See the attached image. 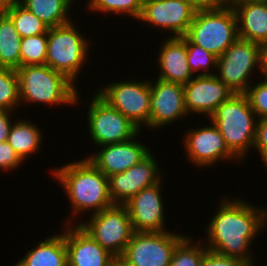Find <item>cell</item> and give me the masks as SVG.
Here are the masks:
<instances>
[{
    "label": "cell",
    "instance_id": "obj_23",
    "mask_svg": "<svg viewBox=\"0 0 267 266\" xmlns=\"http://www.w3.org/2000/svg\"><path fill=\"white\" fill-rule=\"evenodd\" d=\"M38 125H35L31 120L26 119H15L9 135L7 142L13 147L16 154L20 159L27 160L28 156L31 154L38 153L41 149V144L43 141V133L40 131Z\"/></svg>",
    "mask_w": 267,
    "mask_h": 266
},
{
    "label": "cell",
    "instance_id": "obj_19",
    "mask_svg": "<svg viewBox=\"0 0 267 266\" xmlns=\"http://www.w3.org/2000/svg\"><path fill=\"white\" fill-rule=\"evenodd\" d=\"M123 143L100 146V150L86 156L105 176L122 173L145 158L151 150L137 136ZM135 139V140H134Z\"/></svg>",
    "mask_w": 267,
    "mask_h": 266
},
{
    "label": "cell",
    "instance_id": "obj_16",
    "mask_svg": "<svg viewBox=\"0 0 267 266\" xmlns=\"http://www.w3.org/2000/svg\"><path fill=\"white\" fill-rule=\"evenodd\" d=\"M163 181L142 189L124 205L130 215L134 232H166L164 202L161 195Z\"/></svg>",
    "mask_w": 267,
    "mask_h": 266
},
{
    "label": "cell",
    "instance_id": "obj_9",
    "mask_svg": "<svg viewBox=\"0 0 267 266\" xmlns=\"http://www.w3.org/2000/svg\"><path fill=\"white\" fill-rule=\"evenodd\" d=\"M187 235L175 232H134L123 254L122 266H170L176 246Z\"/></svg>",
    "mask_w": 267,
    "mask_h": 266
},
{
    "label": "cell",
    "instance_id": "obj_14",
    "mask_svg": "<svg viewBox=\"0 0 267 266\" xmlns=\"http://www.w3.org/2000/svg\"><path fill=\"white\" fill-rule=\"evenodd\" d=\"M150 80V117L148 129H161L186 118L183 85L155 78Z\"/></svg>",
    "mask_w": 267,
    "mask_h": 266
},
{
    "label": "cell",
    "instance_id": "obj_29",
    "mask_svg": "<svg viewBox=\"0 0 267 266\" xmlns=\"http://www.w3.org/2000/svg\"><path fill=\"white\" fill-rule=\"evenodd\" d=\"M186 236L175 248L170 266H200L208 249L199 239L197 242ZM201 240V241H200Z\"/></svg>",
    "mask_w": 267,
    "mask_h": 266
},
{
    "label": "cell",
    "instance_id": "obj_17",
    "mask_svg": "<svg viewBox=\"0 0 267 266\" xmlns=\"http://www.w3.org/2000/svg\"><path fill=\"white\" fill-rule=\"evenodd\" d=\"M67 217L64 238L67 247V266H114L118 259L97 243L78 224ZM74 225V226H73Z\"/></svg>",
    "mask_w": 267,
    "mask_h": 266
},
{
    "label": "cell",
    "instance_id": "obj_31",
    "mask_svg": "<svg viewBox=\"0 0 267 266\" xmlns=\"http://www.w3.org/2000/svg\"><path fill=\"white\" fill-rule=\"evenodd\" d=\"M186 50H187L188 66L193 75L195 74L196 76V75L216 74V72L214 73L212 72L213 70L216 71L215 69H217L218 57H216L214 54L210 53L206 49L202 48L201 46L192 43L187 37H186ZM197 72L200 73L196 74Z\"/></svg>",
    "mask_w": 267,
    "mask_h": 266
},
{
    "label": "cell",
    "instance_id": "obj_18",
    "mask_svg": "<svg viewBox=\"0 0 267 266\" xmlns=\"http://www.w3.org/2000/svg\"><path fill=\"white\" fill-rule=\"evenodd\" d=\"M183 88L187 113L205 115L208 119L234 94L216 75L194 76Z\"/></svg>",
    "mask_w": 267,
    "mask_h": 266
},
{
    "label": "cell",
    "instance_id": "obj_39",
    "mask_svg": "<svg viewBox=\"0 0 267 266\" xmlns=\"http://www.w3.org/2000/svg\"><path fill=\"white\" fill-rule=\"evenodd\" d=\"M19 0H0V6L9 2H18Z\"/></svg>",
    "mask_w": 267,
    "mask_h": 266
},
{
    "label": "cell",
    "instance_id": "obj_41",
    "mask_svg": "<svg viewBox=\"0 0 267 266\" xmlns=\"http://www.w3.org/2000/svg\"><path fill=\"white\" fill-rule=\"evenodd\" d=\"M114 266H122L119 262H117Z\"/></svg>",
    "mask_w": 267,
    "mask_h": 266
},
{
    "label": "cell",
    "instance_id": "obj_15",
    "mask_svg": "<svg viewBox=\"0 0 267 266\" xmlns=\"http://www.w3.org/2000/svg\"><path fill=\"white\" fill-rule=\"evenodd\" d=\"M157 161L150 152L130 169L109 176V193L113 203L124 205L142 189L164 180Z\"/></svg>",
    "mask_w": 267,
    "mask_h": 266
},
{
    "label": "cell",
    "instance_id": "obj_22",
    "mask_svg": "<svg viewBox=\"0 0 267 266\" xmlns=\"http://www.w3.org/2000/svg\"><path fill=\"white\" fill-rule=\"evenodd\" d=\"M63 233L47 236L27 251L14 266H67V247Z\"/></svg>",
    "mask_w": 267,
    "mask_h": 266
},
{
    "label": "cell",
    "instance_id": "obj_35",
    "mask_svg": "<svg viewBox=\"0 0 267 266\" xmlns=\"http://www.w3.org/2000/svg\"><path fill=\"white\" fill-rule=\"evenodd\" d=\"M260 153L263 166L267 167V118L259 119L256 124V138L253 150ZM267 169V168H266Z\"/></svg>",
    "mask_w": 267,
    "mask_h": 266
},
{
    "label": "cell",
    "instance_id": "obj_4",
    "mask_svg": "<svg viewBox=\"0 0 267 266\" xmlns=\"http://www.w3.org/2000/svg\"><path fill=\"white\" fill-rule=\"evenodd\" d=\"M208 120L217 127L228 149L242 163L245 155L251 149L253 151L258 121L247 96L234 93Z\"/></svg>",
    "mask_w": 267,
    "mask_h": 266
},
{
    "label": "cell",
    "instance_id": "obj_30",
    "mask_svg": "<svg viewBox=\"0 0 267 266\" xmlns=\"http://www.w3.org/2000/svg\"><path fill=\"white\" fill-rule=\"evenodd\" d=\"M20 104L16 70L0 67V109L16 112V108L21 107Z\"/></svg>",
    "mask_w": 267,
    "mask_h": 266
},
{
    "label": "cell",
    "instance_id": "obj_21",
    "mask_svg": "<svg viewBox=\"0 0 267 266\" xmlns=\"http://www.w3.org/2000/svg\"><path fill=\"white\" fill-rule=\"evenodd\" d=\"M238 38L257 44L267 42V0H234Z\"/></svg>",
    "mask_w": 267,
    "mask_h": 266
},
{
    "label": "cell",
    "instance_id": "obj_33",
    "mask_svg": "<svg viewBox=\"0 0 267 266\" xmlns=\"http://www.w3.org/2000/svg\"><path fill=\"white\" fill-rule=\"evenodd\" d=\"M23 162L7 141L0 142V170H17Z\"/></svg>",
    "mask_w": 267,
    "mask_h": 266
},
{
    "label": "cell",
    "instance_id": "obj_5",
    "mask_svg": "<svg viewBox=\"0 0 267 266\" xmlns=\"http://www.w3.org/2000/svg\"><path fill=\"white\" fill-rule=\"evenodd\" d=\"M72 22L48 29L46 65L77 83V77L88 61L90 41Z\"/></svg>",
    "mask_w": 267,
    "mask_h": 266
},
{
    "label": "cell",
    "instance_id": "obj_28",
    "mask_svg": "<svg viewBox=\"0 0 267 266\" xmlns=\"http://www.w3.org/2000/svg\"><path fill=\"white\" fill-rule=\"evenodd\" d=\"M47 33L24 37L20 44V67L46 64Z\"/></svg>",
    "mask_w": 267,
    "mask_h": 266
},
{
    "label": "cell",
    "instance_id": "obj_34",
    "mask_svg": "<svg viewBox=\"0 0 267 266\" xmlns=\"http://www.w3.org/2000/svg\"><path fill=\"white\" fill-rule=\"evenodd\" d=\"M200 266H252V265L241 258L222 256L208 250L206 254L202 257Z\"/></svg>",
    "mask_w": 267,
    "mask_h": 266
},
{
    "label": "cell",
    "instance_id": "obj_13",
    "mask_svg": "<svg viewBox=\"0 0 267 266\" xmlns=\"http://www.w3.org/2000/svg\"><path fill=\"white\" fill-rule=\"evenodd\" d=\"M196 11L190 0H153L143 5L138 21L168 30L171 37H183L188 32Z\"/></svg>",
    "mask_w": 267,
    "mask_h": 266
},
{
    "label": "cell",
    "instance_id": "obj_6",
    "mask_svg": "<svg viewBox=\"0 0 267 266\" xmlns=\"http://www.w3.org/2000/svg\"><path fill=\"white\" fill-rule=\"evenodd\" d=\"M216 57L238 39L237 17L232 6L219 10H197L185 35Z\"/></svg>",
    "mask_w": 267,
    "mask_h": 266
},
{
    "label": "cell",
    "instance_id": "obj_10",
    "mask_svg": "<svg viewBox=\"0 0 267 266\" xmlns=\"http://www.w3.org/2000/svg\"><path fill=\"white\" fill-rule=\"evenodd\" d=\"M87 125L93 144L98 148L107 144L131 140L141 130L120 111L114 109L97 92L90 99Z\"/></svg>",
    "mask_w": 267,
    "mask_h": 266
},
{
    "label": "cell",
    "instance_id": "obj_25",
    "mask_svg": "<svg viewBox=\"0 0 267 266\" xmlns=\"http://www.w3.org/2000/svg\"><path fill=\"white\" fill-rule=\"evenodd\" d=\"M21 40L11 19L0 9V67L14 70L20 67Z\"/></svg>",
    "mask_w": 267,
    "mask_h": 266
},
{
    "label": "cell",
    "instance_id": "obj_37",
    "mask_svg": "<svg viewBox=\"0 0 267 266\" xmlns=\"http://www.w3.org/2000/svg\"><path fill=\"white\" fill-rule=\"evenodd\" d=\"M13 115L12 111L0 109V142L8 140L10 129L14 123L11 118Z\"/></svg>",
    "mask_w": 267,
    "mask_h": 266
},
{
    "label": "cell",
    "instance_id": "obj_24",
    "mask_svg": "<svg viewBox=\"0 0 267 266\" xmlns=\"http://www.w3.org/2000/svg\"><path fill=\"white\" fill-rule=\"evenodd\" d=\"M18 2L36 15L48 28L71 22L68 16L72 10L70 0H19Z\"/></svg>",
    "mask_w": 267,
    "mask_h": 266
},
{
    "label": "cell",
    "instance_id": "obj_7",
    "mask_svg": "<svg viewBox=\"0 0 267 266\" xmlns=\"http://www.w3.org/2000/svg\"><path fill=\"white\" fill-rule=\"evenodd\" d=\"M76 224L117 259L134 233L126 206L119 204L91 214L88 221Z\"/></svg>",
    "mask_w": 267,
    "mask_h": 266
},
{
    "label": "cell",
    "instance_id": "obj_2",
    "mask_svg": "<svg viewBox=\"0 0 267 266\" xmlns=\"http://www.w3.org/2000/svg\"><path fill=\"white\" fill-rule=\"evenodd\" d=\"M51 172L65 190L72 216L83 215L86 211L98 213L114 205L109 193L108 177L88 158L68 162Z\"/></svg>",
    "mask_w": 267,
    "mask_h": 266
},
{
    "label": "cell",
    "instance_id": "obj_1",
    "mask_svg": "<svg viewBox=\"0 0 267 266\" xmlns=\"http://www.w3.org/2000/svg\"><path fill=\"white\" fill-rule=\"evenodd\" d=\"M219 204L207 227L205 247L222 256L241 258L254 266L251 243L267 226V207H256L244 198L231 197H222Z\"/></svg>",
    "mask_w": 267,
    "mask_h": 266
},
{
    "label": "cell",
    "instance_id": "obj_20",
    "mask_svg": "<svg viewBox=\"0 0 267 266\" xmlns=\"http://www.w3.org/2000/svg\"><path fill=\"white\" fill-rule=\"evenodd\" d=\"M164 41L156 61L160 69L157 78L184 86L195 76L188 66L186 36L169 35Z\"/></svg>",
    "mask_w": 267,
    "mask_h": 266
},
{
    "label": "cell",
    "instance_id": "obj_26",
    "mask_svg": "<svg viewBox=\"0 0 267 266\" xmlns=\"http://www.w3.org/2000/svg\"><path fill=\"white\" fill-rule=\"evenodd\" d=\"M0 9L11 19L19 35L24 38L47 33L48 27L19 2H9Z\"/></svg>",
    "mask_w": 267,
    "mask_h": 266
},
{
    "label": "cell",
    "instance_id": "obj_8",
    "mask_svg": "<svg viewBox=\"0 0 267 266\" xmlns=\"http://www.w3.org/2000/svg\"><path fill=\"white\" fill-rule=\"evenodd\" d=\"M260 47L238 38L218 57L215 75L234 93L244 94L254 83L251 81L254 69L260 71Z\"/></svg>",
    "mask_w": 267,
    "mask_h": 266
},
{
    "label": "cell",
    "instance_id": "obj_38",
    "mask_svg": "<svg viewBox=\"0 0 267 266\" xmlns=\"http://www.w3.org/2000/svg\"><path fill=\"white\" fill-rule=\"evenodd\" d=\"M260 76L261 80L267 81V42L260 47ZM264 78V79H263Z\"/></svg>",
    "mask_w": 267,
    "mask_h": 266
},
{
    "label": "cell",
    "instance_id": "obj_12",
    "mask_svg": "<svg viewBox=\"0 0 267 266\" xmlns=\"http://www.w3.org/2000/svg\"><path fill=\"white\" fill-rule=\"evenodd\" d=\"M210 123L211 126L189 129L183 136L182 141L188 161L195 164L196 168L212 167L222 160L235 161L239 164L241 161L228 149L220 131L211 121Z\"/></svg>",
    "mask_w": 267,
    "mask_h": 266
},
{
    "label": "cell",
    "instance_id": "obj_27",
    "mask_svg": "<svg viewBox=\"0 0 267 266\" xmlns=\"http://www.w3.org/2000/svg\"><path fill=\"white\" fill-rule=\"evenodd\" d=\"M86 7L92 12L131 16L137 22L143 10V4L140 0H88Z\"/></svg>",
    "mask_w": 267,
    "mask_h": 266
},
{
    "label": "cell",
    "instance_id": "obj_3",
    "mask_svg": "<svg viewBox=\"0 0 267 266\" xmlns=\"http://www.w3.org/2000/svg\"><path fill=\"white\" fill-rule=\"evenodd\" d=\"M20 103L70 106L78 104L80 92L64 74L46 64L21 66L17 70Z\"/></svg>",
    "mask_w": 267,
    "mask_h": 266
},
{
    "label": "cell",
    "instance_id": "obj_11",
    "mask_svg": "<svg viewBox=\"0 0 267 266\" xmlns=\"http://www.w3.org/2000/svg\"><path fill=\"white\" fill-rule=\"evenodd\" d=\"M97 93L114 109L120 111L140 130L149 124L150 117V80H126L112 82ZM144 124V125H143Z\"/></svg>",
    "mask_w": 267,
    "mask_h": 266
},
{
    "label": "cell",
    "instance_id": "obj_40",
    "mask_svg": "<svg viewBox=\"0 0 267 266\" xmlns=\"http://www.w3.org/2000/svg\"><path fill=\"white\" fill-rule=\"evenodd\" d=\"M140 1L144 5L145 3L149 2V1H153V0H140Z\"/></svg>",
    "mask_w": 267,
    "mask_h": 266
},
{
    "label": "cell",
    "instance_id": "obj_32",
    "mask_svg": "<svg viewBox=\"0 0 267 266\" xmlns=\"http://www.w3.org/2000/svg\"><path fill=\"white\" fill-rule=\"evenodd\" d=\"M257 119L267 118V81L259 80L251 84L244 93Z\"/></svg>",
    "mask_w": 267,
    "mask_h": 266
},
{
    "label": "cell",
    "instance_id": "obj_36",
    "mask_svg": "<svg viewBox=\"0 0 267 266\" xmlns=\"http://www.w3.org/2000/svg\"><path fill=\"white\" fill-rule=\"evenodd\" d=\"M233 0H190L196 10H219L232 6Z\"/></svg>",
    "mask_w": 267,
    "mask_h": 266
}]
</instances>
